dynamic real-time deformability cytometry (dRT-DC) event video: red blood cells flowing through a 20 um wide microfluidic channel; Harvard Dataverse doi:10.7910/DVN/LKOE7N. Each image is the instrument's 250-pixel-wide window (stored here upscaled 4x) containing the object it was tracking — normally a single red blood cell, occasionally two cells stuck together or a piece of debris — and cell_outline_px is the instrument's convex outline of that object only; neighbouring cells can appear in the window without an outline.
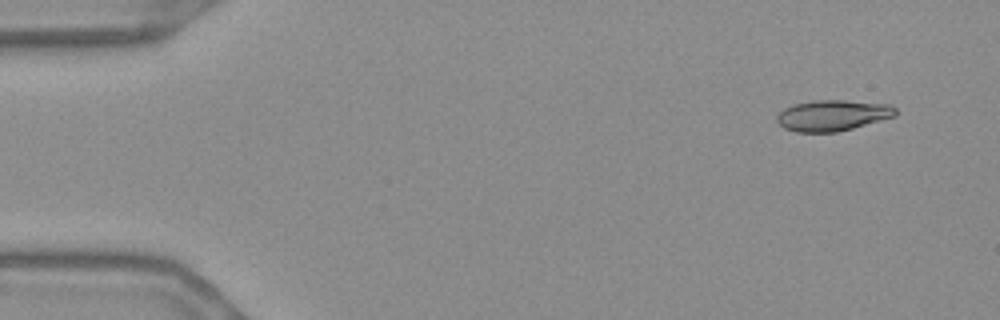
{"species": "Egyptian fruit bat (a non-hibernating species)", "species_latin": "Rousettus aegyptiacus", "temperature_condition": "warm", "stored_images_in_passage": 55, "camera_frame_rate_fps": 3000, "um_per_image_px": 0.085, "frame": {"image": 1, "passage_image": 4, "time_ms": 1.0, "image_size_px": [1000, 320], "cell_outline_px": [[896, 116], [852, 128], [836, 132], [796, 132], [784, 128], [776, 120], [776, 116], [784, 108], [792, 104], [816, 100], [844, 100], [892, 104], [896, 108]], "centroid_in_image_um": [70.77, 9.8], "position_along_channel_um": 14.2, "area_um2": 21.44}}
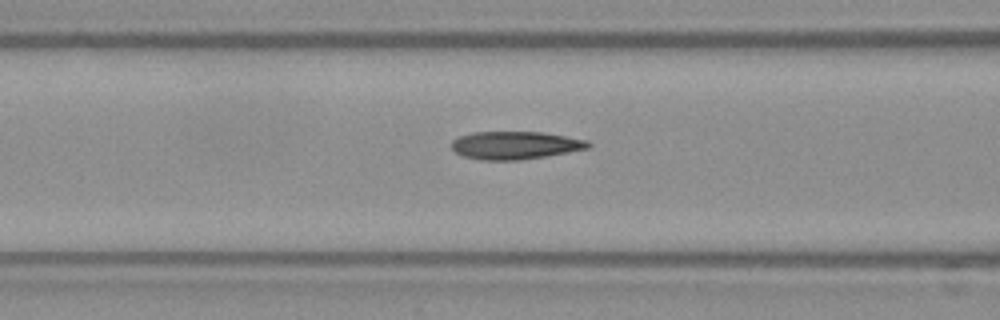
{"frame": {"image": 2, "passage_image": 22, "time_ms": 7.0, "image_size_px": [1000, 320], "cell_outline_px": [[592, 144], [588, 148], [568, 152], [520, 160], [480, 160], [464, 156], [456, 152], [452, 148], [452, 140], [456, 136], [472, 132], [544, 132], [588, 140]], "centroid_in_image_um": [43.77, 12.34], "position_along_channel_um": 122.8, "area_um2": 22.25}}
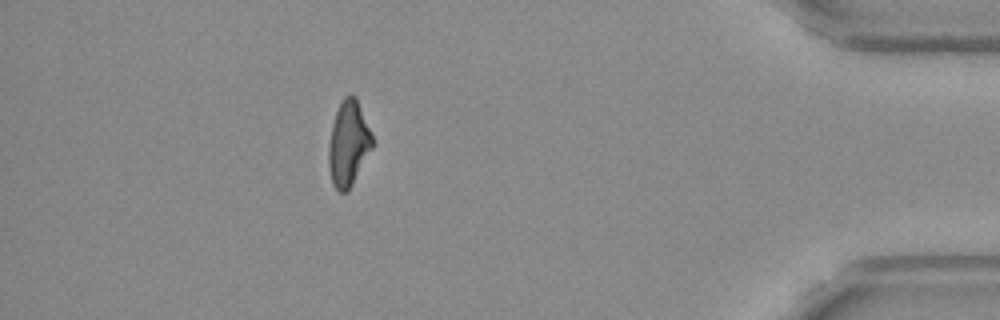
{"frame": {"image": 3, "passage_image": 49, "time_ms": 16.0, "image_size_px": [1000, 320], "cell_outline_px": [[372, 148], [348, 192], [340, 192], [332, 184], [328, 168], [328, 148], [332, 124], [340, 100], [344, 96], [356, 96], [372, 136]], "centroid_in_image_um": [29.59, 12.22], "position_along_channel_um": 405.6, "area_um2": 21.56}, "authors_computed_cell_mechanics": {"area_um2": 21.6172, "velocity_mm_per_s": 3.6867, "shape_relaxation_time_tau1_ms": null, "shape_relaxation_time_tau2_ms": 3.8135, "deformation_change_tau1": null, "deformation_change_tau2": 0.1328}}